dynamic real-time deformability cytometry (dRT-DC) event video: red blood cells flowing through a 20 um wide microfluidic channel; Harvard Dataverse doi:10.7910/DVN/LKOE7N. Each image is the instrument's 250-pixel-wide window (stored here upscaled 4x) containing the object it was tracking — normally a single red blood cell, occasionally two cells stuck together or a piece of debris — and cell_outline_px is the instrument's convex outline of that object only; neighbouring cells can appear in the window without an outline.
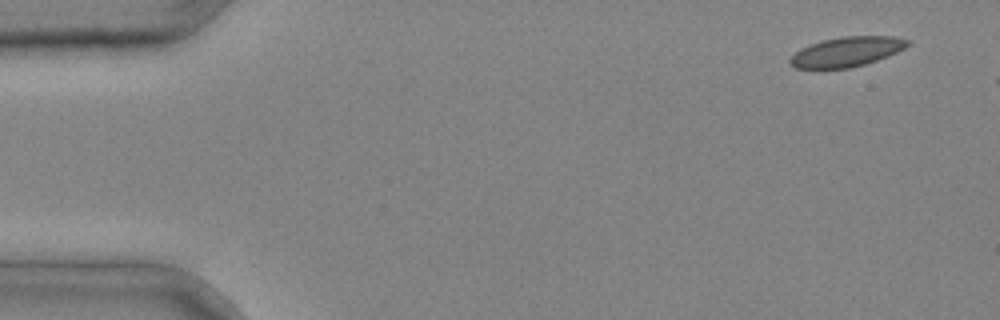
{"species": "common noctule bat (a hibernating species)", "species_latin": "Nyctalus noctula", "temperature_condition": "cold", "stored_images_in_passage": 5, "camera_frame_rate_fps": 3000, "um_per_image_px": 0.085, "animal": {"sex": "male", "body_mass_g": 20.4}, "frame": {"image": 1, "passage_image": 1, "time_ms": 0.0, "image_size_px": [1000, 320], "cell_outline_px": [[908, 44], [904, 48], [888, 56], [864, 64], [848, 68], [796, 68], [788, 60], [800, 48], [824, 40], [844, 36], [892, 36], [908, 40]], "centroid_in_image_um": [71.96, 4.39], "position_along_channel_um": 13.0, "area_um2": 19.94}}